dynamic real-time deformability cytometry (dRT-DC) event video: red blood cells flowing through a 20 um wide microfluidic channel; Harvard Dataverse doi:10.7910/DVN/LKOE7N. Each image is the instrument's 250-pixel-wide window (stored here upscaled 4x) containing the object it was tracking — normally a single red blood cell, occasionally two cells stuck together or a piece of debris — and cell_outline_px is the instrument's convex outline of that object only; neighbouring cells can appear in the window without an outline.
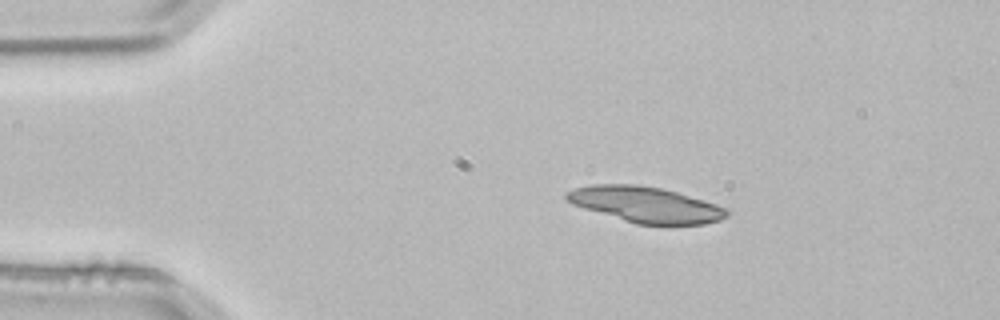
{"species": "common noctule bat (a hibernating species)", "species_latin": "Nyctalus noctula", "temperature_condition": "room temperature", "stored_images_in_passage": 3, "segment_of_instrument_passage": [1, 2], "camera_frame_rate_fps": 3000, "um_per_image_px": 0.085, "animal": {"sex": "male", "body_mass_g": 21.5, "forearm_length_mm": 52.0}, "frame": {"image": 1, "passage_image": 1, "time_ms": 0.0, "image_size_px": [1000, 320], "cell_outline_px": [[728, 216], [720, 220], [704, 224], [668, 228], [636, 224], [584, 208], [572, 204], [564, 196], [564, 192], [576, 188], [592, 184], [636, 184], [660, 188], [676, 192], [704, 200], [716, 204], [724, 208], [728, 212]], "centroid_in_image_um": [54.91, 17.43], "position_along_channel_um": 30.1, "area_um2": 34.04}}